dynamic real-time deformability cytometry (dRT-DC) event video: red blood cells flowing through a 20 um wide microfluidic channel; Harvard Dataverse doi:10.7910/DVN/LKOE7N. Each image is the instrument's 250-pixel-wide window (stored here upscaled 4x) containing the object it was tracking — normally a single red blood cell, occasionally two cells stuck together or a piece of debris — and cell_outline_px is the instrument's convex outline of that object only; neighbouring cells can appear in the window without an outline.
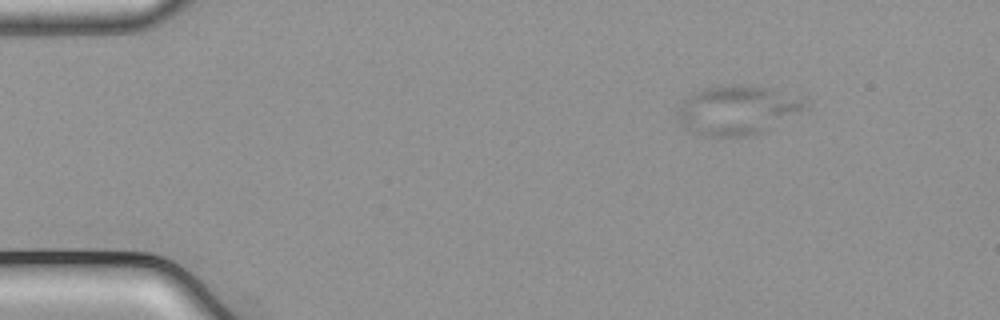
{"species": "common noctule bat (a hibernating species)", "species_latin": "Nyctalus noctula", "temperature_condition": "cold", "stored_images_in_passage": 47, "camera_frame_rate_fps": 3000, "um_per_image_px": 0.085, "animal": {"sex": "male", "body_mass_g": 21.5, "forearm_length_mm": 52.0}, "frame": {"image": 1, "passage_image": 1, "time_ms": 0.0, "image_size_px": [1000, 320], "cell_outline_px": [[808, 108], [760, 132], [744, 136], [704, 136], [680, 124], [680, 108], [684, 100], [688, 96], [704, 88], [732, 84], [740, 84], [768, 88], [804, 96], [808, 100]], "centroid_in_image_um": [62.75, 9.33], "position_along_channel_um": 22.2, "area_um2": 36.07}}
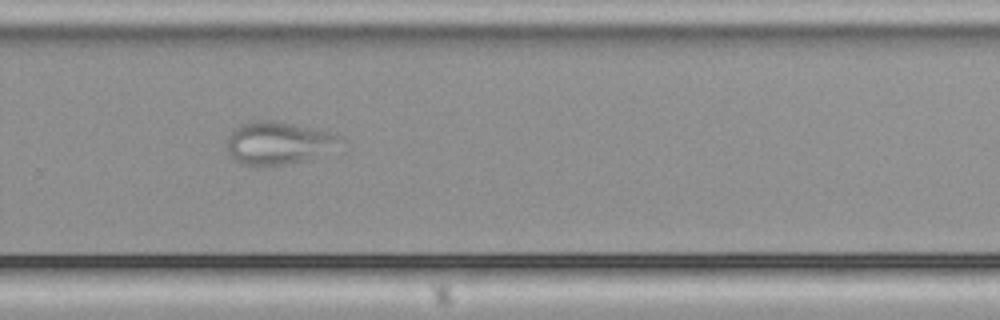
{"frame": {"image": 2, "passage_image": 30, "time_ms": 9.667, "image_size_px": [1000, 320], "cell_outline_px": [[344, 152], [284, 164], [256, 168], [244, 164], [236, 160], [228, 152], [228, 136], [240, 124], [256, 120], [276, 120], [332, 132], [344, 136]], "centroid_in_image_um": [23.86, 12.18], "position_along_channel_um": 305.9, "area_um2": 29.54}}
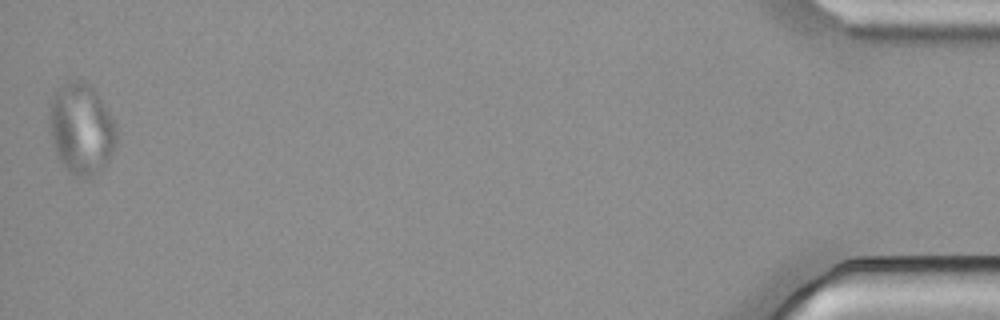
{"frame": {"image": 3, "passage_image": 47, "time_ms": 15.333, "image_size_px": [1000, 320], "cell_outline_px": [[116, 144], [112, 156], [96, 172], [88, 176], [76, 176], [68, 172], [56, 152], [52, 136], [48, 116], [48, 100], [52, 92], [56, 88], [68, 80], [84, 80], [96, 92], [116, 124]], "centroid_in_image_um": [6.88, 10.87], "position_along_channel_um": 428.3, "area_um2": 35.55}}